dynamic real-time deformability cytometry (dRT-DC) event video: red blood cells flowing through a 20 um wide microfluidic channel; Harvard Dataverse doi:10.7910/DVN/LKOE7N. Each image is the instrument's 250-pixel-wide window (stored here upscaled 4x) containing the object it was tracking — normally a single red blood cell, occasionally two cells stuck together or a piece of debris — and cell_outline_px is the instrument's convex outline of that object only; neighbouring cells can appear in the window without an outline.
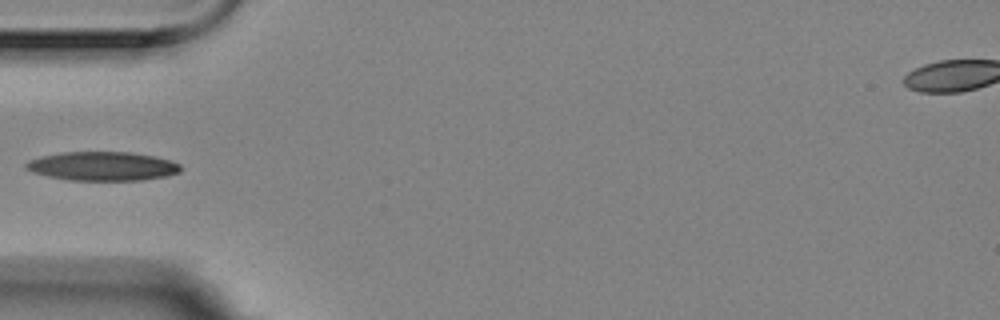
{"species": "Egyptian fruit bat (a non-hibernating species)", "species_latin": "Rousettus aegyptiacus", "temperature_condition": "room temperature", "stored_images_in_passage": 5, "camera_frame_rate_fps": 3000, "um_per_image_px": 0.085, "animal": {"sex": "female"}, "frame": {"image": 1, "passage_image": 4, "time_ms": 1.0, "image_size_px": [1000, 320], "cell_outline_px": [[180, 172], [164, 176], [144, 180], [68, 180], [48, 176], [32, 172], [24, 168], [24, 164], [28, 160], [40, 156], [64, 152], [128, 152], [156, 156], [172, 160], [180, 164]], "centroid_in_image_um": [8.69, 14.12], "position_along_channel_um": 76.3, "area_um2": 26.18}}
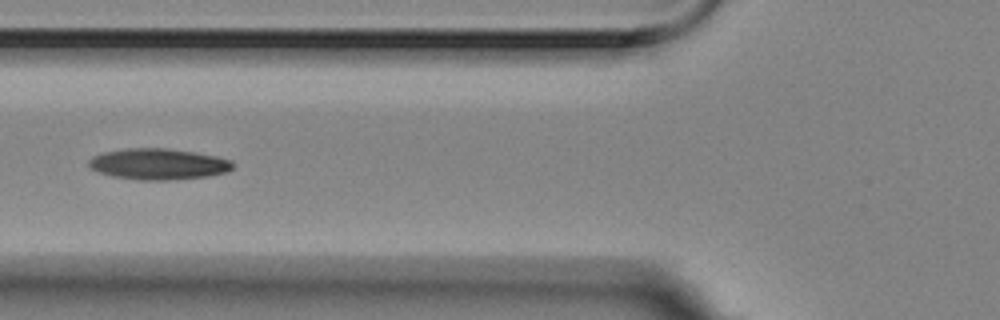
{"frame": {"image": 2, "passage_image": 5, "time_ms": 1.333, "image_size_px": [1000, 320], "cell_outline_px": [[232, 168], [228, 172], [208, 176], [164, 180], [140, 180], [112, 176], [88, 168], [88, 160], [92, 156], [104, 152], [128, 148], [168, 148], [216, 156], [232, 160]], "centroid_in_image_um": [13.43, 13.94], "position_along_channel_um": 112.4, "area_um2": 26.01}}